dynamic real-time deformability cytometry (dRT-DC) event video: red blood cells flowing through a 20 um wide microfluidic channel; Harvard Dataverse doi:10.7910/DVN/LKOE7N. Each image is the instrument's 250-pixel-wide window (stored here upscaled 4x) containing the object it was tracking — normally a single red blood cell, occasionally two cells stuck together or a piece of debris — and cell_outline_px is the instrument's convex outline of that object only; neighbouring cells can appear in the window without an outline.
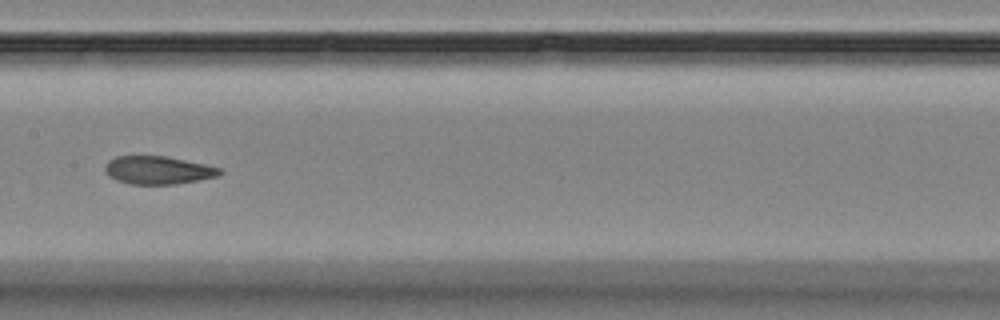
{"species": "Egyptian fruit bat (a non-hibernating species)", "species_latin": "Rousettus aegyptiacus", "temperature_condition": "room temperature", "stored_images_in_passage": 16, "camera_frame_rate_fps": 3000, "um_per_image_px": 0.085, "animal": {"sex": "female"}, "frame": {"image": 1, "passage_image": 8, "time_ms": 9.0, "image_size_px": [1000, 320], "cell_outline_px": [[224, 172], [220, 176], [200, 180], [176, 184], [128, 184], [116, 180], [108, 176], [104, 172], [104, 168], [108, 160], [116, 156], [164, 156], [204, 164], [220, 168]], "centroid_in_image_um": [13.42, 14.47], "position_along_channel_um": 194.0, "area_um2": 18.9}}
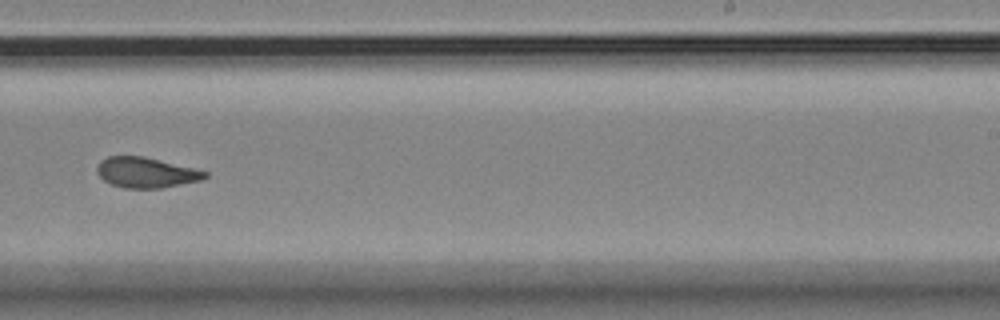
{"frame": {"image": 2, "passage_image": 10, "time_ms": 11.333, "image_size_px": [1000, 320], "cell_outline_px": [[208, 176], [204, 180], [160, 188], [124, 188], [112, 184], [104, 180], [96, 172], [96, 168], [100, 160], [108, 156], [144, 156], [208, 172]], "centroid_in_image_um": [12.41, 14.66], "position_along_channel_um": 276.6, "area_um2": 19.07}}
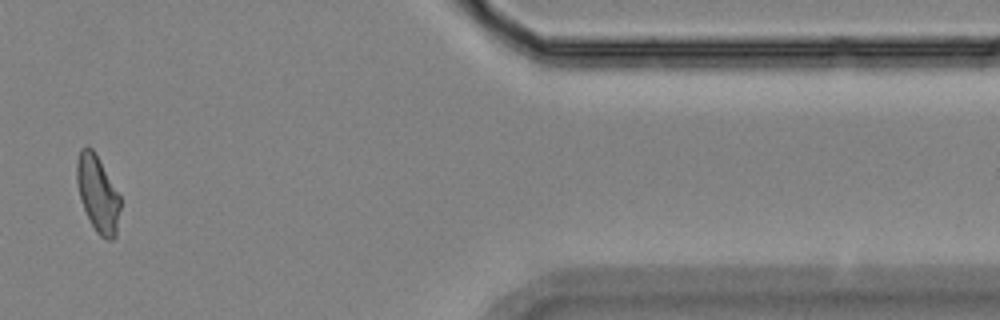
{"frame": {"image": 3, "passage_image": 14, "time_ms": 16.0, "image_size_px": [1000, 320], "cell_outline_px": [[120, 208], [116, 236], [112, 240], [108, 240], [100, 236], [96, 232], [80, 200], [76, 180], [76, 160], [80, 148], [84, 144], [88, 144], [96, 152], [120, 196]], "centroid_in_image_um": [8.29, 16.41], "position_along_channel_um": 403.1, "area_um2": 19.65}, "authors_computed_cell_mechanics": {"area_um2": 19.652, "velocity_mm_per_s": 3.5708, "shape_relaxation_time_tau1_ms": null, "shape_relaxation_time_tau2_ms": 1.9197, "deformation_change_tau1": null, "deformation_change_tau2": 0.0804}}